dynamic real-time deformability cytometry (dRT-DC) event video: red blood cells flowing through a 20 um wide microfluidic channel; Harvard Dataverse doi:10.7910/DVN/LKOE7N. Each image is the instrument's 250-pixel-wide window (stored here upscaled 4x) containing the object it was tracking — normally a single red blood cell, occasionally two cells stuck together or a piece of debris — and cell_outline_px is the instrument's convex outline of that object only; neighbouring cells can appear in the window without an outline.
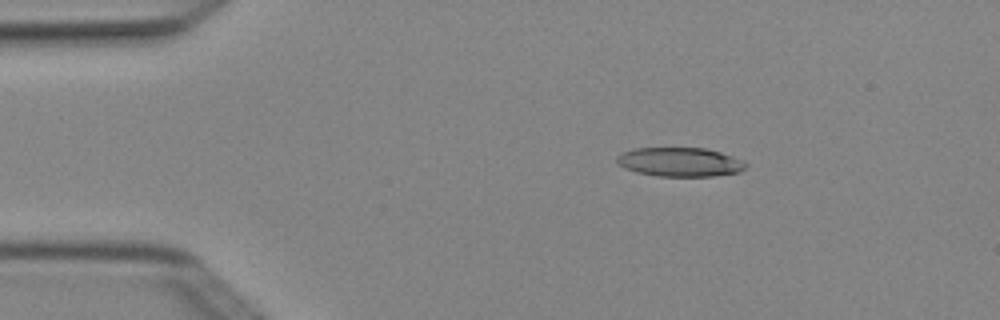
{"species": "Egyptian fruit bat (a non-hibernating species)", "species_latin": "Rousettus aegyptiacus", "temperature_condition": "cold", "stored_images_in_passage": 5, "camera_frame_rate_fps": 3000, "um_per_image_px": 0.085, "animal": {"sex": "female"}, "frame": {"image": 1, "passage_image": 2, "time_ms": 0.333, "image_size_px": [1000, 320], "cell_outline_px": [[748, 164], [740, 172], [712, 176], [656, 176], [636, 172], [624, 168], [616, 164], [616, 156], [620, 152], [632, 148], [704, 148], [720, 152], [744, 160]], "centroid_in_image_um": [57.75, 13.77], "position_along_channel_um": 27.3, "area_um2": 22.08}}
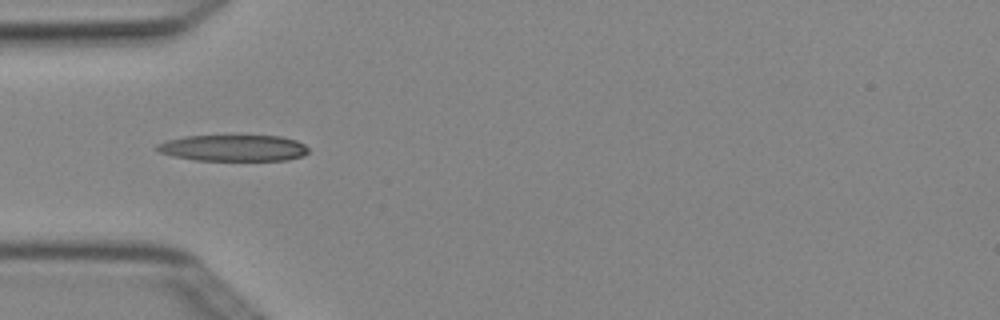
{"frame": {"image": 2, "passage_image": 4, "time_ms": 1.0, "image_size_px": [1000, 320], "cell_outline_px": [[308, 152], [304, 156], [288, 160], [196, 160], [176, 156], [160, 152], [156, 148], [156, 144], [168, 140], [184, 136], [280, 136], [296, 140], [304, 144], [308, 148]], "centroid_in_image_um": [19.88, 12.58], "position_along_channel_um": 65.1, "area_um2": 23.06}}
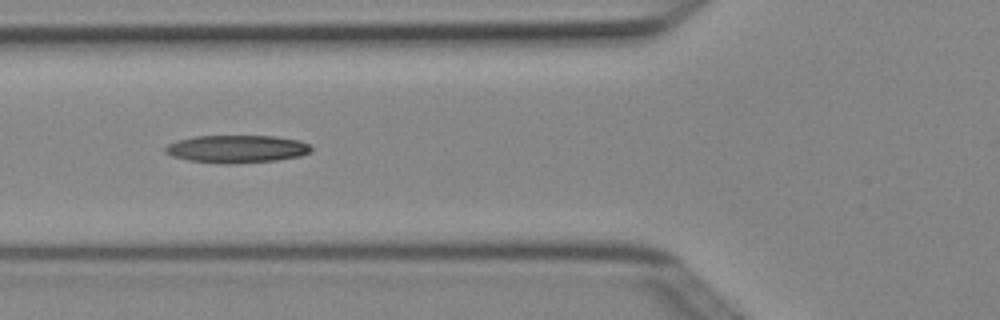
{"frame": {"image": 3, "passage_image": 5, "time_ms": 1.333, "image_size_px": [1000, 320], "cell_outline_px": [[312, 152], [300, 156], [276, 160], [232, 164], [224, 164], [188, 160], [172, 156], [164, 152], [164, 148], [168, 144], [176, 140], [192, 136], [276, 136], [300, 140], [308, 144], [312, 148]], "centroid_in_image_um": [20.12, 12.66], "position_along_channel_um": 105.7, "area_um2": 23.76}}